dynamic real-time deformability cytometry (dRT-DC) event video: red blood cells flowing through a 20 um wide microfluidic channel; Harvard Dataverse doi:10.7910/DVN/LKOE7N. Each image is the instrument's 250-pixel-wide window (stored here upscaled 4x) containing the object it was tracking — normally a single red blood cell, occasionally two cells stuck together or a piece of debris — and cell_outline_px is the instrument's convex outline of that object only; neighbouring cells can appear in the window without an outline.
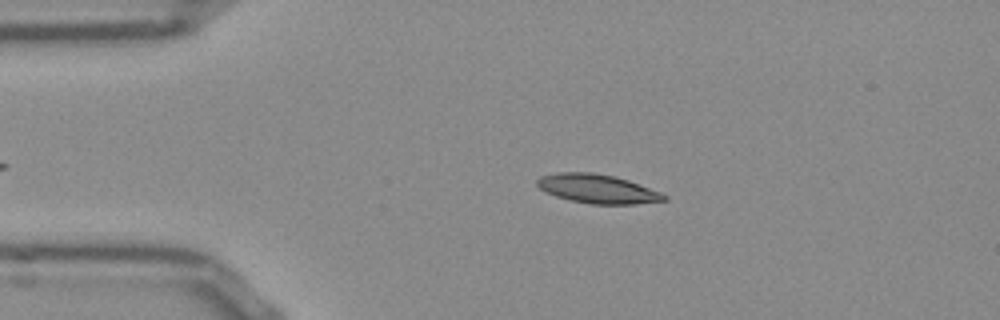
{"species": "Egyptian fruit bat (a non-hibernating species)", "species_latin": "Rousettus aegyptiacus", "temperature_condition": "room temperature", "stored_images_in_passage": 45, "camera_frame_rate_fps": 3000, "um_per_image_px": 0.085, "frame": {"image": 1, "passage_image": 9, "time_ms": 2.667, "image_size_px": [1000, 320], "cell_outline_px": [[668, 200], [636, 204], [592, 204], [572, 200], [556, 196], [540, 188], [536, 184], [536, 180], [540, 176], [556, 172], [592, 172], [612, 176], [628, 180], [660, 192], [668, 196]], "centroid_in_image_um": [50.79, 16.04], "position_along_channel_um": 34.2, "area_um2": 21.27}}
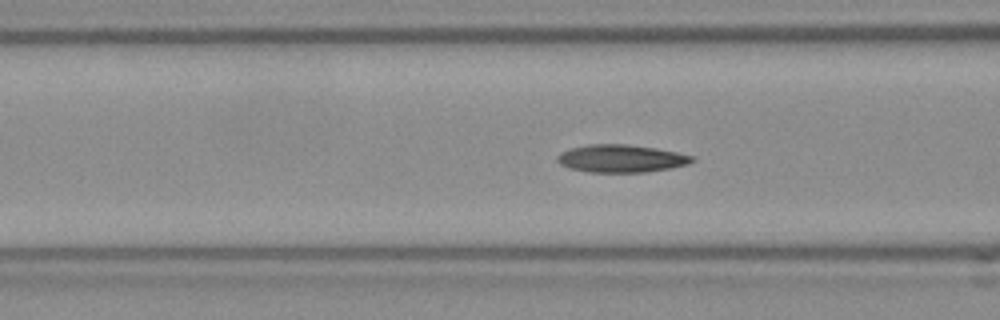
{"frame": {"image": 2, "passage_image": 18, "time_ms": 5.667, "image_size_px": [1000, 320], "cell_outline_px": [[696, 160], [688, 164], [672, 168], [644, 172], [588, 172], [568, 168], [560, 164], [556, 160], [556, 156], [560, 152], [568, 148], [588, 144], [628, 144], [656, 148], [676, 152], [692, 156]], "centroid_in_image_um": [52.75, 13.47], "position_along_channel_um": 113.8, "area_um2": 21.96}}
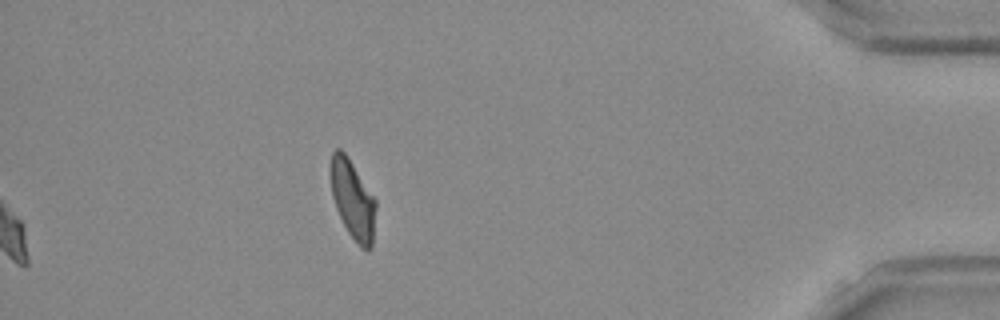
{"frame": {"image": 3, "passage_image": 45, "time_ms": 14.667, "image_size_px": [1000, 320], "cell_outline_px": [[376, 208], [372, 248], [368, 252], [360, 248], [356, 244], [348, 232], [336, 208], [332, 196], [328, 168], [332, 152], [336, 148], [340, 148], [344, 152], [376, 200]], "centroid_in_image_um": [29.96, 16.98], "position_along_channel_um": 405.2, "area_um2": 21.04}, "authors_computed_cell_mechanics": {"area_um2": 20.9814, "velocity_mm_per_s": 3.8289, "shape_relaxation_time_tau1_ms": null, "shape_relaxation_time_tau2_ms": 3.7274, "deformation_change_tau1": null, "deformation_change_tau2": 0.1109}}